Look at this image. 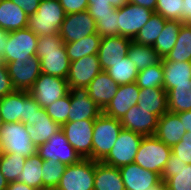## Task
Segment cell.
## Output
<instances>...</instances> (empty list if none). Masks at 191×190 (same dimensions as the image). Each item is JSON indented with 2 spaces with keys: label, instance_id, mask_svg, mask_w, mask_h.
<instances>
[{
  "label": "cell",
  "instance_id": "50",
  "mask_svg": "<svg viewBox=\"0 0 191 190\" xmlns=\"http://www.w3.org/2000/svg\"><path fill=\"white\" fill-rule=\"evenodd\" d=\"M177 115L186 129L188 137H191V110L180 112Z\"/></svg>",
  "mask_w": 191,
  "mask_h": 190
},
{
  "label": "cell",
  "instance_id": "52",
  "mask_svg": "<svg viewBox=\"0 0 191 190\" xmlns=\"http://www.w3.org/2000/svg\"><path fill=\"white\" fill-rule=\"evenodd\" d=\"M182 22L191 24V0H183Z\"/></svg>",
  "mask_w": 191,
  "mask_h": 190
},
{
  "label": "cell",
  "instance_id": "57",
  "mask_svg": "<svg viewBox=\"0 0 191 190\" xmlns=\"http://www.w3.org/2000/svg\"><path fill=\"white\" fill-rule=\"evenodd\" d=\"M4 155V148L2 144V139L0 138V158Z\"/></svg>",
  "mask_w": 191,
  "mask_h": 190
},
{
  "label": "cell",
  "instance_id": "23",
  "mask_svg": "<svg viewBox=\"0 0 191 190\" xmlns=\"http://www.w3.org/2000/svg\"><path fill=\"white\" fill-rule=\"evenodd\" d=\"M185 134L187 131L179 116L175 113L166 112L159 118L154 136L172 147L179 143Z\"/></svg>",
  "mask_w": 191,
  "mask_h": 190
},
{
  "label": "cell",
  "instance_id": "12",
  "mask_svg": "<svg viewBox=\"0 0 191 190\" xmlns=\"http://www.w3.org/2000/svg\"><path fill=\"white\" fill-rule=\"evenodd\" d=\"M153 13V11L143 6L134 5L129 2L118 7L119 35L133 40Z\"/></svg>",
  "mask_w": 191,
  "mask_h": 190
},
{
  "label": "cell",
  "instance_id": "38",
  "mask_svg": "<svg viewBox=\"0 0 191 190\" xmlns=\"http://www.w3.org/2000/svg\"><path fill=\"white\" fill-rule=\"evenodd\" d=\"M26 157L16 153H4L0 158V172L7 182H15L23 171Z\"/></svg>",
  "mask_w": 191,
  "mask_h": 190
},
{
  "label": "cell",
  "instance_id": "46",
  "mask_svg": "<svg viewBox=\"0 0 191 190\" xmlns=\"http://www.w3.org/2000/svg\"><path fill=\"white\" fill-rule=\"evenodd\" d=\"M171 152L184 163L191 164V143L187 134L181 138L179 143L171 147Z\"/></svg>",
  "mask_w": 191,
  "mask_h": 190
},
{
  "label": "cell",
  "instance_id": "53",
  "mask_svg": "<svg viewBox=\"0 0 191 190\" xmlns=\"http://www.w3.org/2000/svg\"><path fill=\"white\" fill-rule=\"evenodd\" d=\"M6 190H37L19 181L9 182Z\"/></svg>",
  "mask_w": 191,
  "mask_h": 190
},
{
  "label": "cell",
  "instance_id": "15",
  "mask_svg": "<svg viewBox=\"0 0 191 190\" xmlns=\"http://www.w3.org/2000/svg\"><path fill=\"white\" fill-rule=\"evenodd\" d=\"M70 112L69 121L95 120L102 109L89 97L87 87L69 88Z\"/></svg>",
  "mask_w": 191,
  "mask_h": 190
},
{
  "label": "cell",
  "instance_id": "27",
  "mask_svg": "<svg viewBox=\"0 0 191 190\" xmlns=\"http://www.w3.org/2000/svg\"><path fill=\"white\" fill-rule=\"evenodd\" d=\"M137 105L160 118L168 112L167 92L164 88H140Z\"/></svg>",
  "mask_w": 191,
  "mask_h": 190
},
{
  "label": "cell",
  "instance_id": "25",
  "mask_svg": "<svg viewBox=\"0 0 191 190\" xmlns=\"http://www.w3.org/2000/svg\"><path fill=\"white\" fill-rule=\"evenodd\" d=\"M29 137L37 147L44 144L51 136L61 129V126L54 122L46 113L44 108L37 111V118L33 126H26Z\"/></svg>",
  "mask_w": 191,
  "mask_h": 190
},
{
  "label": "cell",
  "instance_id": "56",
  "mask_svg": "<svg viewBox=\"0 0 191 190\" xmlns=\"http://www.w3.org/2000/svg\"><path fill=\"white\" fill-rule=\"evenodd\" d=\"M151 190H166L165 182L161 180L157 185L152 186Z\"/></svg>",
  "mask_w": 191,
  "mask_h": 190
},
{
  "label": "cell",
  "instance_id": "20",
  "mask_svg": "<svg viewBox=\"0 0 191 190\" xmlns=\"http://www.w3.org/2000/svg\"><path fill=\"white\" fill-rule=\"evenodd\" d=\"M125 190H151L161 181V176L153 171L131 163L119 167Z\"/></svg>",
  "mask_w": 191,
  "mask_h": 190
},
{
  "label": "cell",
  "instance_id": "30",
  "mask_svg": "<svg viewBox=\"0 0 191 190\" xmlns=\"http://www.w3.org/2000/svg\"><path fill=\"white\" fill-rule=\"evenodd\" d=\"M101 37L94 33L81 40L65 43L69 61H76L88 55H98Z\"/></svg>",
  "mask_w": 191,
  "mask_h": 190
},
{
  "label": "cell",
  "instance_id": "21",
  "mask_svg": "<svg viewBox=\"0 0 191 190\" xmlns=\"http://www.w3.org/2000/svg\"><path fill=\"white\" fill-rule=\"evenodd\" d=\"M159 117L142 109L138 105L132 106L120 120L124 129L131 130L142 136H154Z\"/></svg>",
  "mask_w": 191,
  "mask_h": 190
},
{
  "label": "cell",
  "instance_id": "8",
  "mask_svg": "<svg viewBox=\"0 0 191 190\" xmlns=\"http://www.w3.org/2000/svg\"><path fill=\"white\" fill-rule=\"evenodd\" d=\"M143 137L136 132L122 128L115 145L102 162L117 168L133 163Z\"/></svg>",
  "mask_w": 191,
  "mask_h": 190
},
{
  "label": "cell",
  "instance_id": "6",
  "mask_svg": "<svg viewBox=\"0 0 191 190\" xmlns=\"http://www.w3.org/2000/svg\"><path fill=\"white\" fill-rule=\"evenodd\" d=\"M95 161L81 159L67 165L55 190H94Z\"/></svg>",
  "mask_w": 191,
  "mask_h": 190
},
{
  "label": "cell",
  "instance_id": "14",
  "mask_svg": "<svg viewBox=\"0 0 191 190\" xmlns=\"http://www.w3.org/2000/svg\"><path fill=\"white\" fill-rule=\"evenodd\" d=\"M15 90L29 91L41 74L40 59L35 55L25 61L6 63Z\"/></svg>",
  "mask_w": 191,
  "mask_h": 190
},
{
  "label": "cell",
  "instance_id": "10",
  "mask_svg": "<svg viewBox=\"0 0 191 190\" xmlns=\"http://www.w3.org/2000/svg\"><path fill=\"white\" fill-rule=\"evenodd\" d=\"M94 122L95 120L69 121L61 126L69 144L82 159H92Z\"/></svg>",
  "mask_w": 191,
  "mask_h": 190
},
{
  "label": "cell",
  "instance_id": "37",
  "mask_svg": "<svg viewBox=\"0 0 191 190\" xmlns=\"http://www.w3.org/2000/svg\"><path fill=\"white\" fill-rule=\"evenodd\" d=\"M106 72L118 85H125L136 82L139 71L126 55L123 60L115 63Z\"/></svg>",
  "mask_w": 191,
  "mask_h": 190
},
{
  "label": "cell",
  "instance_id": "44",
  "mask_svg": "<svg viewBox=\"0 0 191 190\" xmlns=\"http://www.w3.org/2000/svg\"><path fill=\"white\" fill-rule=\"evenodd\" d=\"M126 2L127 0H88L87 11L96 20L98 15L113 14L118 7Z\"/></svg>",
  "mask_w": 191,
  "mask_h": 190
},
{
  "label": "cell",
  "instance_id": "48",
  "mask_svg": "<svg viewBox=\"0 0 191 190\" xmlns=\"http://www.w3.org/2000/svg\"><path fill=\"white\" fill-rule=\"evenodd\" d=\"M65 14L84 12L88 9V0H59Z\"/></svg>",
  "mask_w": 191,
  "mask_h": 190
},
{
  "label": "cell",
  "instance_id": "55",
  "mask_svg": "<svg viewBox=\"0 0 191 190\" xmlns=\"http://www.w3.org/2000/svg\"><path fill=\"white\" fill-rule=\"evenodd\" d=\"M7 187H8V182L0 172V190H6Z\"/></svg>",
  "mask_w": 191,
  "mask_h": 190
},
{
  "label": "cell",
  "instance_id": "7",
  "mask_svg": "<svg viewBox=\"0 0 191 190\" xmlns=\"http://www.w3.org/2000/svg\"><path fill=\"white\" fill-rule=\"evenodd\" d=\"M0 138L4 153H16L26 158L36 154L37 147L33 144L26 125L22 122L3 123Z\"/></svg>",
  "mask_w": 191,
  "mask_h": 190
},
{
  "label": "cell",
  "instance_id": "29",
  "mask_svg": "<svg viewBox=\"0 0 191 190\" xmlns=\"http://www.w3.org/2000/svg\"><path fill=\"white\" fill-rule=\"evenodd\" d=\"M94 190H125L119 168L95 161Z\"/></svg>",
  "mask_w": 191,
  "mask_h": 190
},
{
  "label": "cell",
  "instance_id": "28",
  "mask_svg": "<svg viewBox=\"0 0 191 190\" xmlns=\"http://www.w3.org/2000/svg\"><path fill=\"white\" fill-rule=\"evenodd\" d=\"M163 88L168 92L175 84L191 83V62L166 61L162 58Z\"/></svg>",
  "mask_w": 191,
  "mask_h": 190
},
{
  "label": "cell",
  "instance_id": "24",
  "mask_svg": "<svg viewBox=\"0 0 191 190\" xmlns=\"http://www.w3.org/2000/svg\"><path fill=\"white\" fill-rule=\"evenodd\" d=\"M25 91L15 90L0 99V115L3 123H24Z\"/></svg>",
  "mask_w": 191,
  "mask_h": 190
},
{
  "label": "cell",
  "instance_id": "19",
  "mask_svg": "<svg viewBox=\"0 0 191 190\" xmlns=\"http://www.w3.org/2000/svg\"><path fill=\"white\" fill-rule=\"evenodd\" d=\"M139 94L140 88L136 82L119 85L116 95L102 110V113L121 120L132 106L137 105Z\"/></svg>",
  "mask_w": 191,
  "mask_h": 190
},
{
  "label": "cell",
  "instance_id": "41",
  "mask_svg": "<svg viewBox=\"0 0 191 190\" xmlns=\"http://www.w3.org/2000/svg\"><path fill=\"white\" fill-rule=\"evenodd\" d=\"M183 0H157L155 13L160 14L166 20L182 22Z\"/></svg>",
  "mask_w": 191,
  "mask_h": 190
},
{
  "label": "cell",
  "instance_id": "18",
  "mask_svg": "<svg viewBox=\"0 0 191 190\" xmlns=\"http://www.w3.org/2000/svg\"><path fill=\"white\" fill-rule=\"evenodd\" d=\"M166 190H191V164H186L171 153L161 174Z\"/></svg>",
  "mask_w": 191,
  "mask_h": 190
},
{
  "label": "cell",
  "instance_id": "32",
  "mask_svg": "<svg viewBox=\"0 0 191 190\" xmlns=\"http://www.w3.org/2000/svg\"><path fill=\"white\" fill-rule=\"evenodd\" d=\"M166 61L191 62V24L181 26L176 44L164 58Z\"/></svg>",
  "mask_w": 191,
  "mask_h": 190
},
{
  "label": "cell",
  "instance_id": "49",
  "mask_svg": "<svg viewBox=\"0 0 191 190\" xmlns=\"http://www.w3.org/2000/svg\"><path fill=\"white\" fill-rule=\"evenodd\" d=\"M14 4L19 6L27 16L34 15L39 7L41 0H11Z\"/></svg>",
  "mask_w": 191,
  "mask_h": 190
},
{
  "label": "cell",
  "instance_id": "16",
  "mask_svg": "<svg viewBox=\"0 0 191 190\" xmlns=\"http://www.w3.org/2000/svg\"><path fill=\"white\" fill-rule=\"evenodd\" d=\"M132 41V39L120 35L102 37L98 50V58L102 71H106L118 61L123 60L128 54Z\"/></svg>",
  "mask_w": 191,
  "mask_h": 190
},
{
  "label": "cell",
  "instance_id": "5",
  "mask_svg": "<svg viewBox=\"0 0 191 190\" xmlns=\"http://www.w3.org/2000/svg\"><path fill=\"white\" fill-rule=\"evenodd\" d=\"M171 153V147L155 136H145L140 143L133 163L161 176Z\"/></svg>",
  "mask_w": 191,
  "mask_h": 190
},
{
  "label": "cell",
  "instance_id": "31",
  "mask_svg": "<svg viewBox=\"0 0 191 190\" xmlns=\"http://www.w3.org/2000/svg\"><path fill=\"white\" fill-rule=\"evenodd\" d=\"M183 24V22L177 20H166L163 31L153 45V49L161 58H165L176 44Z\"/></svg>",
  "mask_w": 191,
  "mask_h": 190
},
{
  "label": "cell",
  "instance_id": "9",
  "mask_svg": "<svg viewBox=\"0 0 191 190\" xmlns=\"http://www.w3.org/2000/svg\"><path fill=\"white\" fill-rule=\"evenodd\" d=\"M29 93L45 109L69 93L68 82L64 78L41 73Z\"/></svg>",
  "mask_w": 191,
  "mask_h": 190
},
{
  "label": "cell",
  "instance_id": "13",
  "mask_svg": "<svg viewBox=\"0 0 191 190\" xmlns=\"http://www.w3.org/2000/svg\"><path fill=\"white\" fill-rule=\"evenodd\" d=\"M97 33L96 23L88 11L66 14L59 35L64 43L81 40Z\"/></svg>",
  "mask_w": 191,
  "mask_h": 190
},
{
  "label": "cell",
  "instance_id": "17",
  "mask_svg": "<svg viewBox=\"0 0 191 190\" xmlns=\"http://www.w3.org/2000/svg\"><path fill=\"white\" fill-rule=\"evenodd\" d=\"M101 71L98 55H88L72 61L66 79L68 87H87Z\"/></svg>",
  "mask_w": 191,
  "mask_h": 190
},
{
  "label": "cell",
  "instance_id": "40",
  "mask_svg": "<svg viewBox=\"0 0 191 190\" xmlns=\"http://www.w3.org/2000/svg\"><path fill=\"white\" fill-rule=\"evenodd\" d=\"M163 67L161 61L138 72L136 84L139 88H163Z\"/></svg>",
  "mask_w": 191,
  "mask_h": 190
},
{
  "label": "cell",
  "instance_id": "2",
  "mask_svg": "<svg viewBox=\"0 0 191 190\" xmlns=\"http://www.w3.org/2000/svg\"><path fill=\"white\" fill-rule=\"evenodd\" d=\"M123 126L120 120L101 113L94 122L92 160L102 162L115 145Z\"/></svg>",
  "mask_w": 191,
  "mask_h": 190
},
{
  "label": "cell",
  "instance_id": "4",
  "mask_svg": "<svg viewBox=\"0 0 191 190\" xmlns=\"http://www.w3.org/2000/svg\"><path fill=\"white\" fill-rule=\"evenodd\" d=\"M38 36L29 28L7 33L0 61L3 63L21 62L36 55Z\"/></svg>",
  "mask_w": 191,
  "mask_h": 190
},
{
  "label": "cell",
  "instance_id": "36",
  "mask_svg": "<svg viewBox=\"0 0 191 190\" xmlns=\"http://www.w3.org/2000/svg\"><path fill=\"white\" fill-rule=\"evenodd\" d=\"M166 19L153 13L148 22L140 29L133 41L140 45L153 47L159 34L163 31Z\"/></svg>",
  "mask_w": 191,
  "mask_h": 190
},
{
  "label": "cell",
  "instance_id": "39",
  "mask_svg": "<svg viewBox=\"0 0 191 190\" xmlns=\"http://www.w3.org/2000/svg\"><path fill=\"white\" fill-rule=\"evenodd\" d=\"M66 165L52 159L42 164V190H55L64 173Z\"/></svg>",
  "mask_w": 191,
  "mask_h": 190
},
{
  "label": "cell",
  "instance_id": "26",
  "mask_svg": "<svg viewBox=\"0 0 191 190\" xmlns=\"http://www.w3.org/2000/svg\"><path fill=\"white\" fill-rule=\"evenodd\" d=\"M27 14L11 0H0V27L7 33L27 28Z\"/></svg>",
  "mask_w": 191,
  "mask_h": 190
},
{
  "label": "cell",
  "instance_id": "45",
  "mask_svg": "<svg viewBox=\"0 0 191 190\" xmlns=\"http://www.w3.org/2000/svg\"><path fill=\"white\" fill-rule=\"evenodd\" d=\"M42 107L30 95L29 91H25V110H24V124L26 126H33L37 118V111Z\"/></svg>",
  "mask_w": 191,
  "mask_h": 190
},
{
  "label": "cell",
  "instance_id": "51",
  "mask_svg": "<svg viewBox=\"0 0 191 190\" xmlns=\"http://www.w3.org/2000/svg\"><path fill=\"white\" fill-rule=\"evenodd\" d=\"M127 2L134 5L143 6L155 13L157 0H127Z\"/></svg>",
  "mask_w": 191,
  "mask_h": 190
},
{
  "label": "cell",
  "instance_id": "58",
  "mask_svg": "<svg viewBox=\"0 0 191 190\" xmlns=\"http://www.w3.org/2000/svg\"><path fill=\"white\" fill-rule=\"evenodd\" d=\"M2 125H3V121H2V117L0 115V129H1Z\"/></svg>",
  "mask_w": 191,
  "mask_h": 190
},
{
  "label": "cell",
  "instance_id": "34",
  "mask_svg": "<svg viewBox=\"0 0 191 190\" xmlns=\"http://www.w3.org/2000/svg\"><path fill=\"white\" fill-rule=\"evenodd\" d=\"M168 112L178 114L191 110V83L175 84L167 92Z\"/></svg>",
  "mask_w": 191,
  "mask_h": 190
},
{
  "label": "cell",
  "instance_id": "35",
  "mask_svg": "<svg viewBox=\"0 0 191 190\" xmlns=\"http://www.w3.org/2000/svg\"><path fill=\"white\" fill-rule=\"evenodd\" d=\"M43 159L36 153L25 161L23 171L18 180L37 190H42V164Z\"/></svg>",
  "mask_w": 191,
  "mask_h": 190
},
{
  "label": "cell",
  "instance_id": "1",
  "mask_svg": "<svg viewBox=\"0 0 191 190\" xmlns=\"http://www.w3.org/2000/svg\"><path fill=\"white\" fill-rule=\"evenodd\" d=\"M36 56L40 59L41 73L67 79L70 61L59 34L39 36Z\"/></svg>",
  "mask_w": 191,
  "mask_h": 190
},
{
  "label": "cell",
  "instance_id": "33",
  "mask_svg": "<svg viewBox=\"0 0 191 190\" xmlns=\"http://www.w3.org/2000/svg\"><path fill=\"white\" fill-rule=\"evenodd\" d=\"M130 61L134 63L138 71L144 70L149 66L158 64L161 61V57L151 46L140 45L131 42L128 54Z\"/></svg>",
  "mask_w": 191,
  "mask_h": 190
},
{
  "label": "cell",
  "instance_id": "42",
  "mask_svg": "<svg viewBox=\"0 0 191 190\" xmlns=\"http://www.w3.org/2000/svg\"><path fill=\"white\" fill-rule=\"evenodd\" d=\"M70 94L68 93L61 99L56 100L45 108L47 115L60 126L68 122V114L70 112Z\"/></svg>",
  "mask_w": 191,
  "mask_h": 190
},
{
  "label": "cell",
  "instance_id": "11",
  "mask_svg": "<svg viewBox=\"0 0 191 190\" xmlns=\"http://www.w3.org/2000/svg\"><path fill=\"white\" fill-rule=\"evenodd\" d=\"M36 153L43 160H54L64 165H72L78 163L82 158L69 144L62 129L51 136L44 144L37 146Z\"/></svg>",
  "mask_w": 191,
  "mask_h": 190
},
{
  "label": "cell",
  "instance_id": "47",
  "mask_svg": "<svg viewBox=\"0 0 191 190\" xmlns=\"http://www.w3.org/2000/svg\"><path fill=\"white\" fill-rule=\"evenodd\" d=\"M15 91L12 86L11 78L8 75L7 66L0 61V99Z\"/></svg>",
  "mask_w": 191,
  "mask_h": 190
},
{
  "label": "cell",
  "instance_id": "22",
  "mask_svg": "<svg viewBox=\"0 0 191 190\" xmlns=\"http://www.w3.org/2000/svg\"><path fill=\"white\" fill-rule=\"evenodd\" d=\"M119 85L108 75L101 71L87 86L89 97L104 109L116 95Z\"/></svg>",
  "mask_w": 191,
  "mask_h": 190
},
{
  "label": "cell",
  "instance_id": "54",
  "mask_svg": "<svg viewBox=\"0 0 191 190\" xmlns=\"http://www.w3.org/2000/svg\"><path fill=\"white\" fill-rule=\"evenodd\" d=\"M6 38H7V32L0 27V53L3 50V46H4Z\"/></svg>",
  "mask_w": 191,
  "mask_h": 190
},
{
  "label": "cell",
  "instance_id": "3",
  "mask_svg": "<svg viewBox=\"0 0 191 190\" xmlns=\"http://www.w3.org/2000/svg\"><path fill=\"white\" fill-rule=\"evenodd\" d=\"M65 15L59 0H41L36 13L28 17L27 28L38 37L59 34Z\"/></svg>",
  "mask_w": 191,
  "mask_h": 190
},
{
  "label": "cell",
  "instance_id": "43",
  "mask_svg": "<svg viewBox=\"0 0 191 190\" xmlns=\"http://www.w3.org/2000/svg\"><path fill=\"white\" fill-rule=\"evenodd\" d=\"M118 8L113 14L98 15L95 20L97 34L102 38L106 36H118Z\"/></svg>",
  "mask_w": 191,
  "mask_h": 190
}]
</instances>
